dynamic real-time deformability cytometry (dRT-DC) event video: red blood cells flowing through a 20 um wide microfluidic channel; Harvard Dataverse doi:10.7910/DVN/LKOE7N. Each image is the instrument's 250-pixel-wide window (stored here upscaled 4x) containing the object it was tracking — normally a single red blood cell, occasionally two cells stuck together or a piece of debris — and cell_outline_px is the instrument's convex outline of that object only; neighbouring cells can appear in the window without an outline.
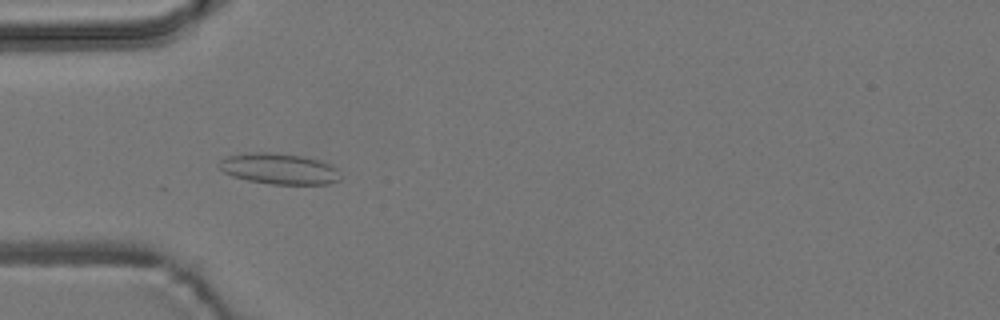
{"species": "common noctule bat (a hibernating species)", "species_latin": "Nyctalus noctula", "temperature_condition": "room temperature", "stored_images_in_passage": 6, "camera_frame_rate_fps": 3000, "um_per_image_px": 0.085, "animal": {"sex": "male", "body_mass_g": 19.2, "forearm_length_mm": 51.8}, "frame": {"image": 1, "passage_image": 5, "time_ms": 4.667, "image_size_px": [1000, 320], "cell_outline_px": [[340, 180], [328, 184], [272, 184], [248, 180], [232, 176], [224, 172], [216, 164], [220, 160], [228, 156], [244, 152], [276, 152], [304, 156], [320, 160], [332, 164], [336, 168]], "centroid_in_image_um": [23.71, 14.33], "position_along_channel_um": 61.3, "area_um2": 22.08}}